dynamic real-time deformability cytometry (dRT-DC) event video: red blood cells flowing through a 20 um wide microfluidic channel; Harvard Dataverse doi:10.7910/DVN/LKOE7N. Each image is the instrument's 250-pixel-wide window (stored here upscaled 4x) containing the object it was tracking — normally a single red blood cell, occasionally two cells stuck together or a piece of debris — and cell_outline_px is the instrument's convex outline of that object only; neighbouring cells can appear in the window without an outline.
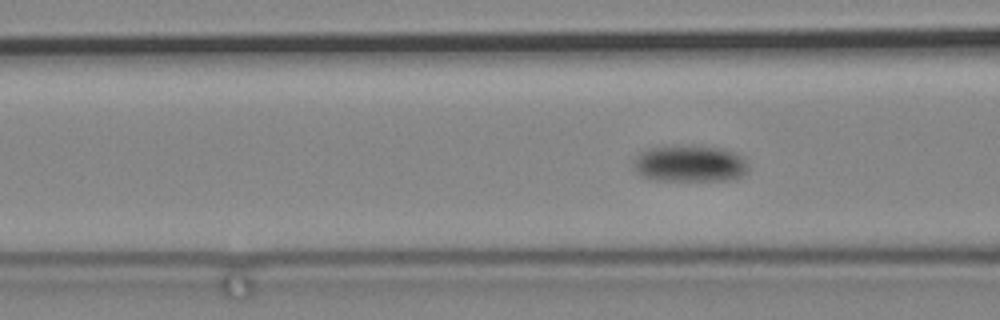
{"species": "common noctule bat (a hibernating species)", "species_latin": "Nyctalus noctula", "temperature_condition": "cold", "stored_images_in_passage": 72, "camera_frame_rate_fps": 3000, "um_per_image_px": 0.085, "animal": {"sex": "male", "body_mass_g": 19.2, "forearm_length_mm": 51.8}, "frame": {"image": 1, "passage_image": 19, "time_ms": 6.0, "image_size_px": [1000, 320], "cell_outline_px": [[748, 168], [740, 176], [728, 180], [652, 180], [640, 176], [632, 160], [644, 148], [680, 144], [720, 148], [732, 152], [740, 156], [744, 160]], "centroid_in_image_um": [58.54, 13.89], "position_along_channel_um": 108.1, "area_um2": 24.62}}
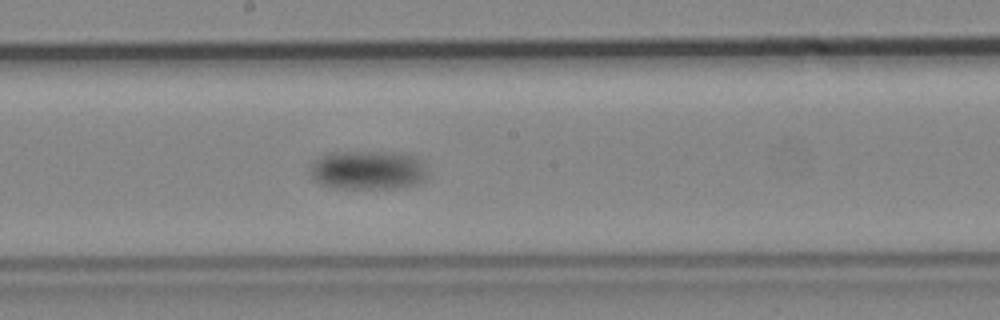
{"frame": {"image": 2, "passage_image": 33, "time_ms": 10.667, "image_size_px": [1000, 320], "cell_outline_px": [[428, 176], [416, 184], [388, 188], [328, 188], [312, 180], [312, 168], [316, 160], [332, 152], [400, 152], [416, 156], [424, 164]], "centroid_in_image_um": [31.3, 14.46], "position_along_channel_um": 216.9, "area_um2": 26.59}}
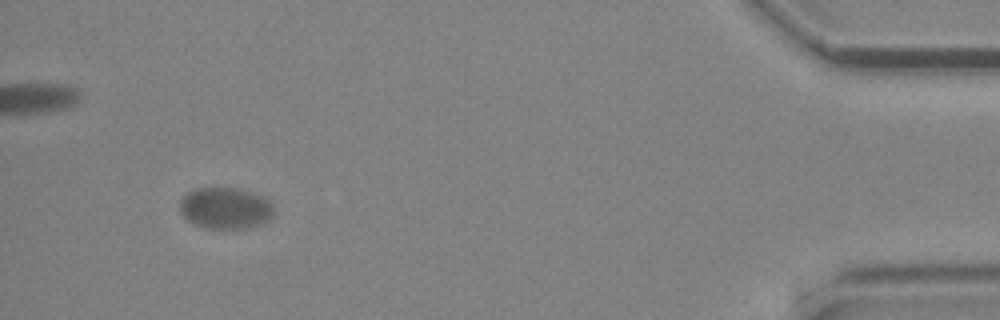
{"frame": {"image": 3, "passage_image": 67, "time_ms": 22.0, "image_size_px": [1000, 320], "cell_outline_px": [[272, 216], [268, 220], [260, 224], [248, 228], [204, 228], [188, 220], [180, 212], [180, 200], [188, 192], [196, 188], [240, 188], [264, 196], [272, 204]], "centroid_in_image_um": [19.16, 17.68], "position_along_channel_um": 416.0, "area_um2": 22.66}}